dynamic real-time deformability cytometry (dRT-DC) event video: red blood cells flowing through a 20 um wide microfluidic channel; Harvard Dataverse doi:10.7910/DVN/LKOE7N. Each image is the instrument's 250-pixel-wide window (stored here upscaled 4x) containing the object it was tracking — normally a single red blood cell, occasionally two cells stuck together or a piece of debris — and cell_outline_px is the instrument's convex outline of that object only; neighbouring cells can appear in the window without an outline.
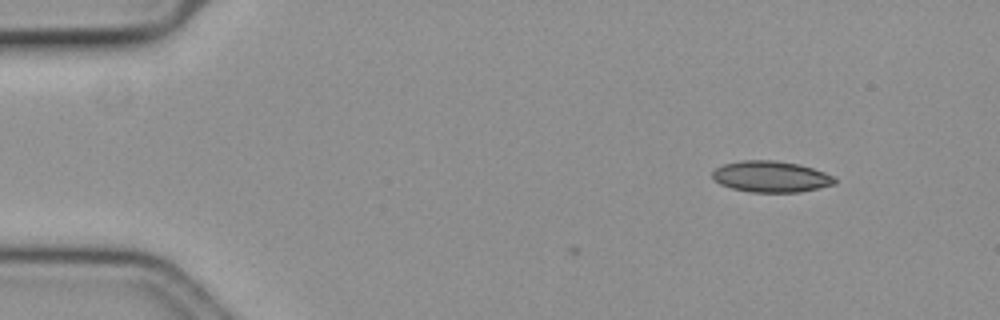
{"species": "common noctule bat (a hibernating species)", "species_latin": "Nyctalus noctula", "temperature_condition": "cold", "stored_images_in_passage": 4, "camera_frame_rate_fps": 3000, "um_per_image_px": 0.085, "animal": {"sex": "female", "body_mass_g": 19.3, "forearm_length_mm": 54.1}, "frame": {"image": 1, "passage_image": 1, "time_ms": 0.0, "image_size_px": [1000, 320], "cell_outline_px": [[836, 184], [800, 192], [752, 192], [732, 188], [720, 184], [712, 176], [712, 172], [716, 168], [724, 164], [744, 160], [772, 160], [800, 164], [824, 172], [832, 176], [836, 180]], "centroid_in_image_um": [65.54, 15.01], "position_along_channel_um": 19.5, "area_um2": 22.08}}